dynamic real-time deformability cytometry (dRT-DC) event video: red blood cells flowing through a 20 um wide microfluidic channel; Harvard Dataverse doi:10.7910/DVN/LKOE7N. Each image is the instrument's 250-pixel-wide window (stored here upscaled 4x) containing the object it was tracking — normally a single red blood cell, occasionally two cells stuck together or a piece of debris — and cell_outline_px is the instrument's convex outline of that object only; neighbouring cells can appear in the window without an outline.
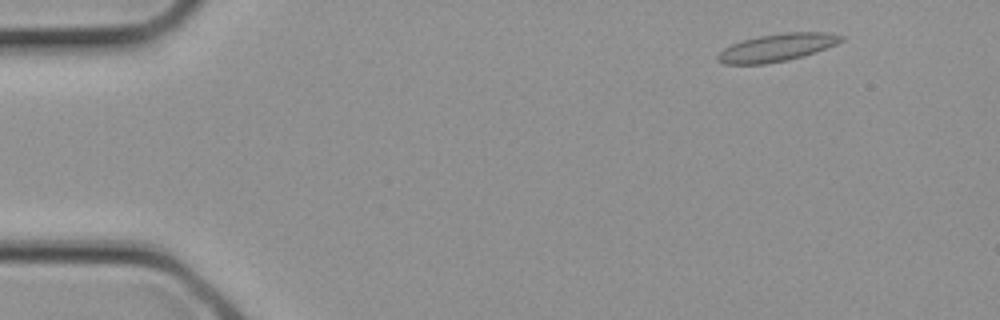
{"species": "common noctule bat (a hibernating species)", "species_latin": "Nyctalus noctula", "temperature_condition": "cold", "stored_images_in_passage": 3, "camera_frame_rate_fps": 3000, "um_per_image_px": 0.085, "animal": {"sex": "female", "body_mass_g": 21.9}, "frame": {"image": 1, "passage_image": 1, "time_ms": 0.0, "image_size_px": [1000, 320], "cell_outline_px": [[844, 40], [836, 44], [816, 52], [804, 56], [788, 60], [764, 64], [724, 64], [716, 60], [716, 56], [724, 48], [732, 44], [744, 40], [760, 36], [784, 32], [824, 32], [844, 36]], "centroid_in_image_um": [66.05, 4.05], "position_along_channel_um": 19.0, "area_um2": 19.83}}